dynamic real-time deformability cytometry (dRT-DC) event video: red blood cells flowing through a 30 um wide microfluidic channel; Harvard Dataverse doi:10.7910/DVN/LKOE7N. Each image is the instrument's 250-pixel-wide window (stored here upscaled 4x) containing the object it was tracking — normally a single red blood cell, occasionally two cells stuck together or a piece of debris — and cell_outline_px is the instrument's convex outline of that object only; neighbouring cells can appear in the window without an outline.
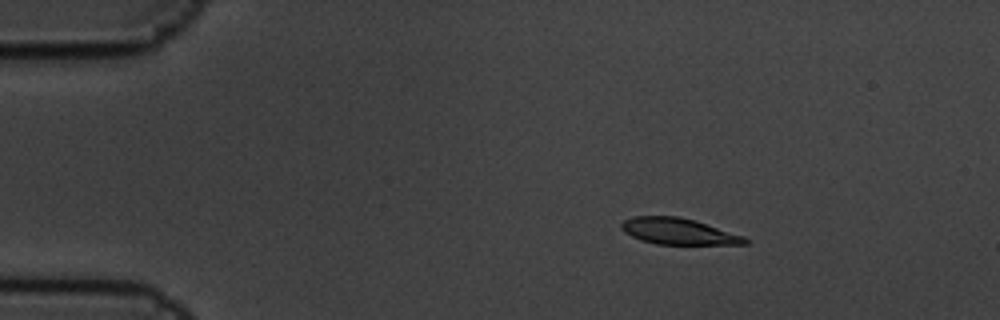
{"species": "common noctule bat (a hibernating species)", "species_latin": "Nyctalus noctula", "temperature_condition": "cold", "stored_images_in_passage": 4, "camera_frame_rate_fps": 3000, "um_per_image_px": 0.085, "animal": {"sex": "male", "body_mass_g": 19.5, "forearm_length_mm": 54.6}, "frame": {"image": 1, "passage_image": 2, "time_ms": 0.333, "image_size_px": [1000, 320], "cell_outline_px": [[752, 240], [748, 244], [656, 244], [640, 240], [624, 232], [620, 228], [620, 224], [624, 220], [632, 216], [680, 216], [696, 220], [744, 236]], "centroid_in_image_um": [57.67, 19.66], "position_along_channel_um": 27.3, "area_um2": 19.13}}